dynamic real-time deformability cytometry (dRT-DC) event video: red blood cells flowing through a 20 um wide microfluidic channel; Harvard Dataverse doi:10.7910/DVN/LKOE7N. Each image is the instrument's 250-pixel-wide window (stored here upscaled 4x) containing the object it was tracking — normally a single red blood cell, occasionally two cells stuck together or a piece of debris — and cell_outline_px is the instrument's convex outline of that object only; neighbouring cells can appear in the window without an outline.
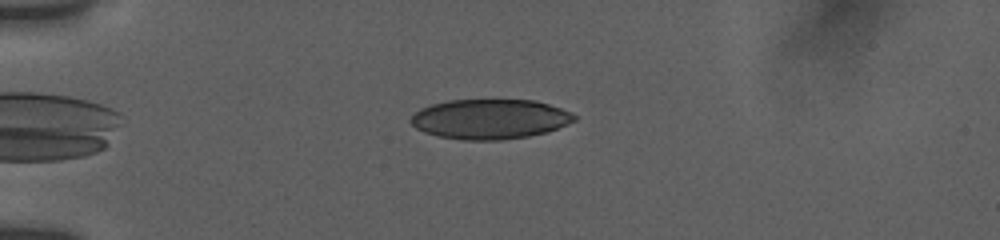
{"species": "human", "species_latin": "Homo sapiens", "temperature_condition": "room temperature", "stored_images_in_passage": 19, "camera_frame_rate_fps": 3000, "um_per_image_px": 0.085, "donor": {"sex": "female"}, "frame": {"image": 1, "passage_image": 3, "time_ms": 1.0, "image_size_px": [1000, 240], "cell_outline_px": [[576, 120], [556, 128], [544, 132], [528, 136], [500, 140], [464, 140], [440, 136], [424, 132], [416, 128], [408, 120], [420, 108], [432, 104], [448, 100], [536, 100], [560, 108], [576, 116]], "centroid_in_image_um": [41.6, 10.11], "position_along_channel_um": 43.4, "area_um2": 37.69}}
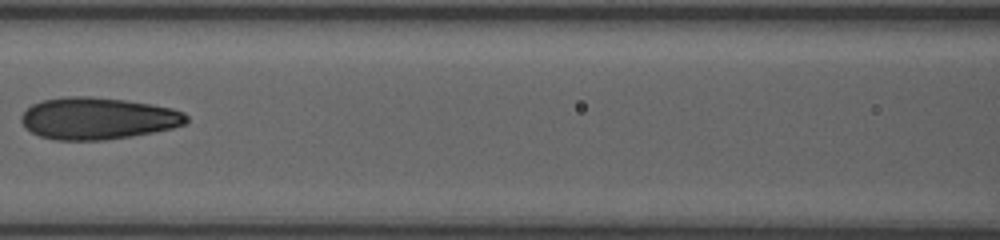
{"frame": {"image": 2, "passage_image": 12, "time_ms": 5.0, "image_size_px": [1000, 240], "cell_outline_px": [[188, 120], [184, 124], [172, 128], [152, 132], [104, 140], [56, 140], [40, 136], [24, 128], [20, 120], [20, 116], [32, 104], [40, 100], [64, 96], [92, 96], [124, 100], [152, 104], [172, 108], [184, 112], [188, 116]], "centroid_in_image_um": [8.28, 10.05], "position_along_channel_um": 158.3, "area_um2": 40.46}}
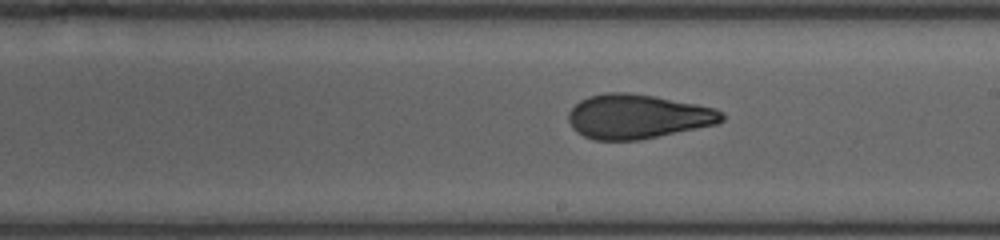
{"frame": {"image": 3, "passage_image": 17, "time_ms": 7.0, "image_size_px": [1000, 240], "cell_outline_px": [[724, 120], [716, 124], [640, 140], [592, 140], [576, 132], [572, 128], [568, 120], [568, 112], [580, 100], [588, 96], [604, 92], [628, 92], [656, 96], [716, 108], [724, 112]], "centroid_in_image_um": [54.18, 9.9], "position_along_channel_um": 234.8, "area_um2": 39.88}}